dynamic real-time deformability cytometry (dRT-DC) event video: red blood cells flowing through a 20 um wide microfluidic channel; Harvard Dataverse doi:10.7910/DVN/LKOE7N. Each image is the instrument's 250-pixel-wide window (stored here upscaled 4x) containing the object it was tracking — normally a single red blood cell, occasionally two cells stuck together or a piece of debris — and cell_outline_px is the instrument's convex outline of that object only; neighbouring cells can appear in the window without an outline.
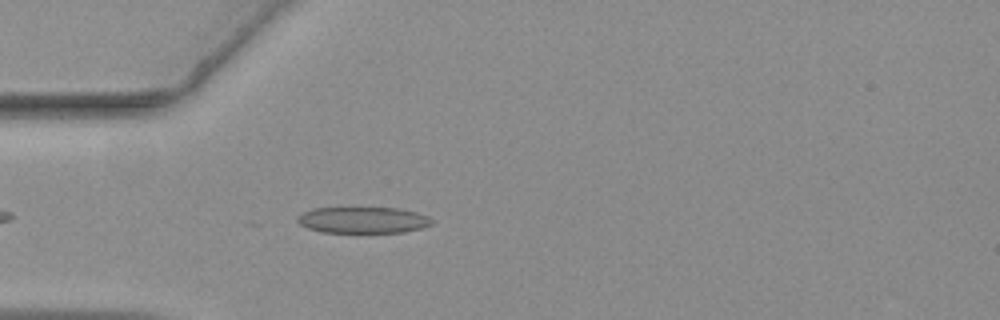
{"species": "common noctule bat (a hibernating species)", "species_latin": "Nyctalus noctula", "temperature_condition": "warm", "stored_images_in_passage": 30, "camera_frame_rate_fps": 3000, "um_per_image_px": 0.085, "animal": {"sex": "female", "body_mass_g": 19.3, "forearm_length_mm": 54.1}, "frame": {"image": 1, "passage_image": 6, "time_ms": 1.667, "image_size_px": [1000, 320], "cell_outline_px": [[432, 224], [420, 228], [404, 232], [320, 232], [308, 228], [300, 224], [296, 220], [296, 216], [300, 212], [312, 208], [396, 208], [416, 212], [428, 216], [432, 220]], "centroid_in_image_um": [30.79, 18.7], "position_along_channel_um": 54.2, "area_um2": 20.58}}
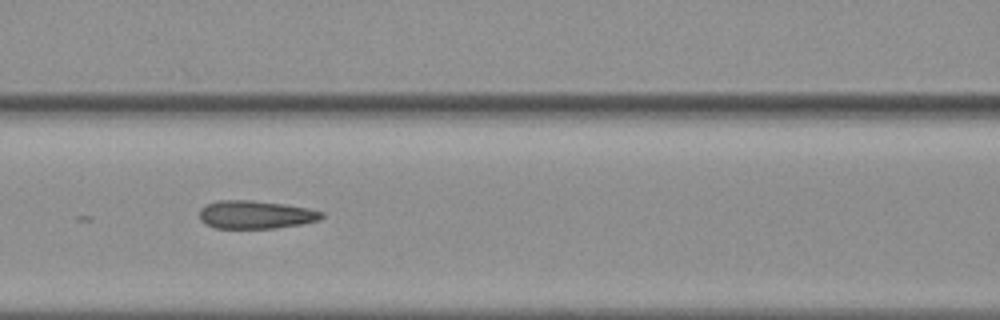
{"frame": {"image": 2, "passage_image": 14, "time_ms": 4.333, "image_size_px": [1000, 320], "cell_outline_px": [[324, 216], [320, 220], [300, 224], [276, 228], [216, 228], [204, 224], [200, 220], [200, 208], [216, 200], [252, 200], [284, 204], [308, 208], [324, 212]], "centroid_in_image_um": [21.72, 18.24], "position_along_channel_um": 144.9, "area_um2": 20.11}}
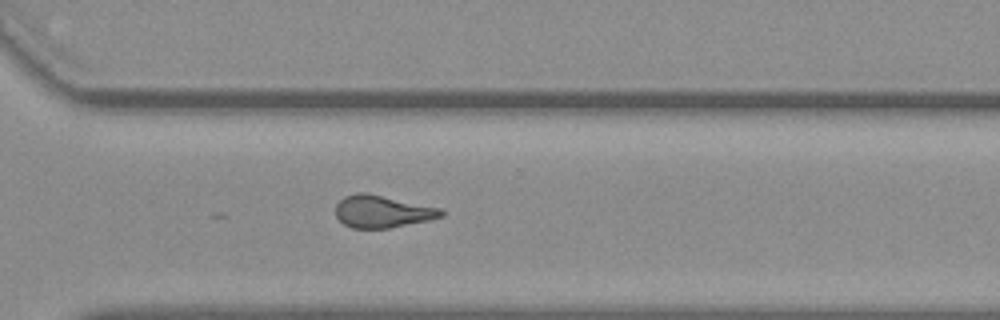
{"frame": {"image": 3, "passage_image": 30, "time_ms": 9.667, "image_size_px": [1000, 320], "cell_outline_px": [[444, 216], [432, 220], [388, 228], [352, 228], [344, 224], [336, 216], [336, 204], [344, 196], [356, 192], [368, 192], [440, 208], [444, 212]], "centroid_in_image_um": [32.5, 17.97], "position_along_channel_um": 338.1, "area_um2": 20.06}}